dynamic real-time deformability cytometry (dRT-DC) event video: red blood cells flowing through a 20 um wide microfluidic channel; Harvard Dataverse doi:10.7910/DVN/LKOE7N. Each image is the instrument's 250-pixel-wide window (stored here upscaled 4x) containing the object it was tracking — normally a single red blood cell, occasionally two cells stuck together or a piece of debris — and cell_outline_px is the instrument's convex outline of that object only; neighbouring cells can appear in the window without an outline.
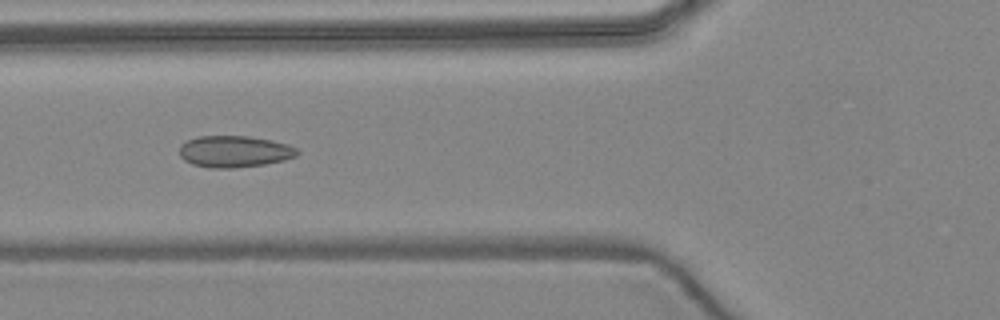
{"species": "common noctule bat (a hibernating species)", "species_latin": "Nyctalus noctula", "temperature_condition": "warm", "stored_images_in_passage": 5, "camera_frame_rate_fps": 3000, "um_per_image_px": 0.085, "animal": {"sex": "female", "body_mass_g": 24.6, "forearm_length_mm": 56.2}, "frame": {"image": 1, "passage_image": 3, "time_ms": 2.333, "image_size_px": [1000, 320], "cell_outline_px": [[300, 152], [296, 156], [284, 160], [264, 164], [232, 168], [212, 168], [192, 164], [184, 160], [180, 156], [180, 144], [196, 136], [248, 136], [272, 140], [288, 144], [296, 148]], "centroid_in_image_um": [19.92, 12.87], "position_along_channel_um": 105.9, "area_um2": 21.73}}
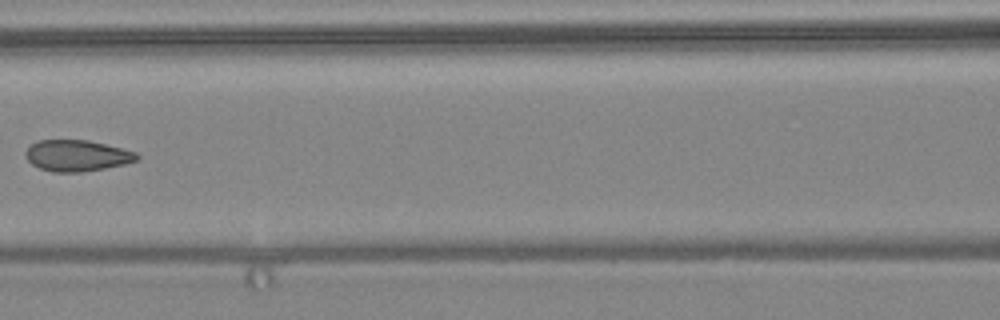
{"frame": {"image": 2, "passage_image": 4, "time_ms": 3.667, "image_size_px": [1000, 320], "cell_outline_px": [[140, 160], [124, 164], [104, 168], [80, 172], [52, 172], [40, 168], [32, 164], [24, 156], [24, 152], [36, 140], [88, 140], [136, 152], [140, 156]], "centroid_in_image_um": [6.53, 13.23], "position_along_channel_um": 160.1, "area_um2": 20.23}}
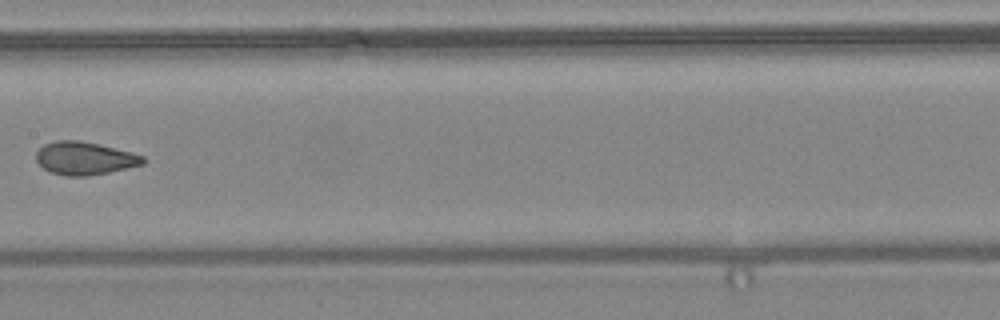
{"frame": {"image": 3, "passage_image": 5, "time_ms": 4.667, "image_size_px": [1000, 320], "cell_outline_px": [[148, 160], [144, 164], [108, 172], [88, 176], [64, 176], [52, 172], [44, 168], [36, 160], [36, 152], [44, 144], [56, 140], [80, 140], [144, 156]], "centroid_in_image_um": [7.18, 13.46], "position_along_channel_um": 200.2, "area_um2": 20.29}}